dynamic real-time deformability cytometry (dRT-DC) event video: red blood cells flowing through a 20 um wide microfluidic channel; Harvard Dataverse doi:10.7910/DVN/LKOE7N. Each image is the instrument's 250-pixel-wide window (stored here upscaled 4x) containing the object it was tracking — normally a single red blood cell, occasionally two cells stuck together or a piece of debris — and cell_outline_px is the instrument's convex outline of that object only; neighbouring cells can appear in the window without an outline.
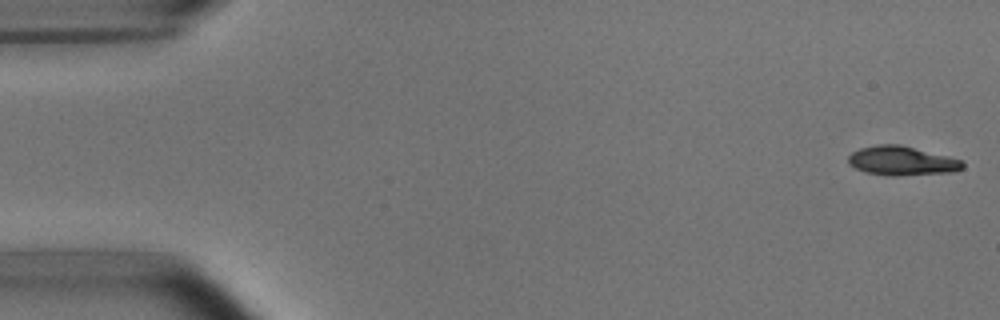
{"species": "common noctule bat (a hibernating species)", "species_latin": "Nyctalus noctula", "temperature_condition": "room temperature", "stored_images_in_passage": 14, "camera_frame_rate_fps": 3000, "um_per_image_px": 0.085, "animal": {"sex": "male", "body_mass_g": 15.6}, "frame": {"image": 1, "passage_image": 1, "time_ms": 0.0, "image_size_px": [1000, 320], "cell_outline_px": [[964, 168], [952, 172], [892, 176], [888, 176], [864, 172], [848, 164], [848, 156], [852, 152], [860, 148], [876, 144], [900, 144], [964, 160]], "centroid_in_image_um": [76.65, 13.67], "position_along_channel_um": 8.4, "area_um2": 19.59}}
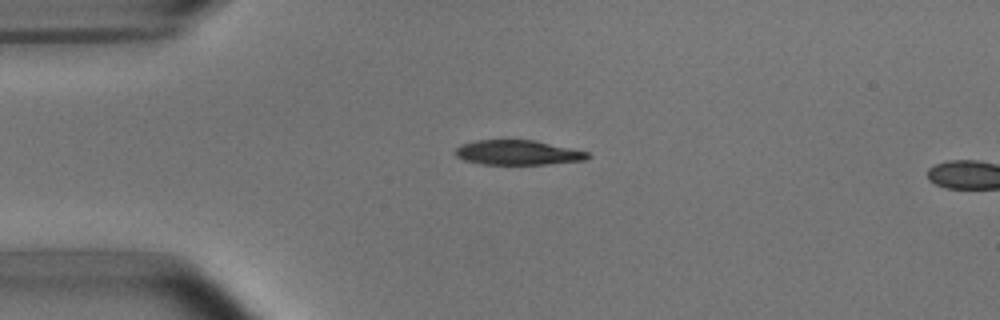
{"frame": {"image": 2, "passage_image": 12, "time_ms": 3.667, "image_size_px": [1000, 320], "cell_outline_px": [[592, 156], [588, 160], [548, 164], [480, 164], [464, 160], [456, 156], [452, 152], [460, 144], [476, 140], [532, 140], [588, 152]], "centroid_in_image_um": [43.98, 12.97], "position_along_channel_um": 41.0, "area_um2": 19.13}}